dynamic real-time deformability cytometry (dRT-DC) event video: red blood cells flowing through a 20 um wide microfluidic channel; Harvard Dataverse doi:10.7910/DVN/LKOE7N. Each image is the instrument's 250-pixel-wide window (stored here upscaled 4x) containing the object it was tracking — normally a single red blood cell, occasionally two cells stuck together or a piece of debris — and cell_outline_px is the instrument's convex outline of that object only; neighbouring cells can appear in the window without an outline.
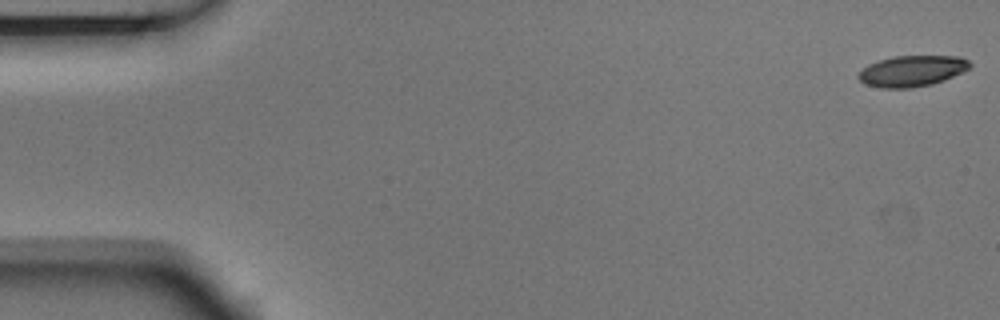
{"species": "Egyptian fruit bat (a non-hibernating species)", "species_latin": "Rousettus aegyptiacus", "temperature_condition": "room temperature", "stored_images_in_passage": 5, "camera_frame_rate_fps": 3000, "um_per_image_px": 0.085, "animal": {"sex": "male"}, "frame": {"image": 1, "passage_image": 1, "time_ms": 0.0, "image_size_px": [1000, 320], "cell_outline_px": [[972, 64], [968, 68], [944, 80], [932, 84], [912, 88], [880, 88], [864, 84], [856, 76], [868, 64], [892, 56], [960, 56], [968, 60]], "centroid_in_image_um": [77.49, 6.03], "position_along_channel_um": 7.5, "area_um2": 20.06}}